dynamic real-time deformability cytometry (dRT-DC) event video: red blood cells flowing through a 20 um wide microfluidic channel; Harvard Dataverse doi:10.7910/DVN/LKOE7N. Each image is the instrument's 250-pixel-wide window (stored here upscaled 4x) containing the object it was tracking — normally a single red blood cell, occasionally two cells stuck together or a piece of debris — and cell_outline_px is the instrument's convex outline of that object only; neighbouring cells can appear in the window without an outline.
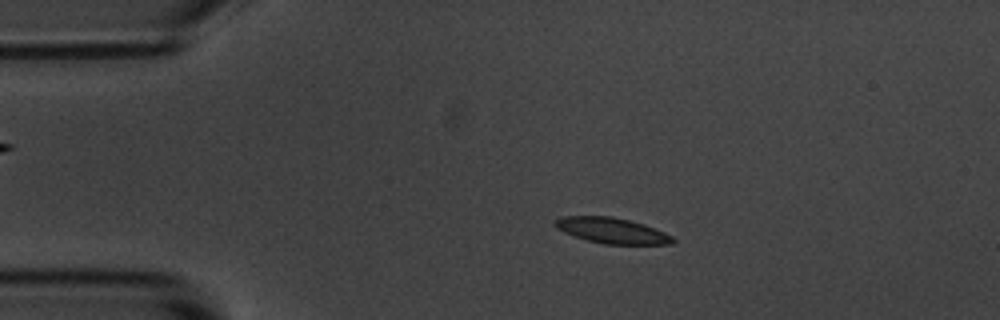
{"species": "common noctule bat (a hibernating species)", "species_latin": "Nyctalus noctula", "temperature_condition": "room temperature", "stored_images_in_passage": 8, "camera_frame_rate_fps": 3000, "um_per_image_px": 0.085, "animal": {"sex": "male", "body_mass_g": 20.1, "forearm_length_mm": 53.5}, "frame": {"image": 1, "passage_image": 2, "time_ms": 1.333, "image_size_px": [1000, 320], "cell_outline_px": [[676, 240], [672, 244], [604, 244], [588, 240], [564, 232], [556, 228], [552, 224], [560, 216], [612, 216], [644, 224], [664, 232], [672, 236]], "centroid_in_image_um": [52.01, 19.59], "position_along_channel_um": 33.0, "area_um2": 17.51}}
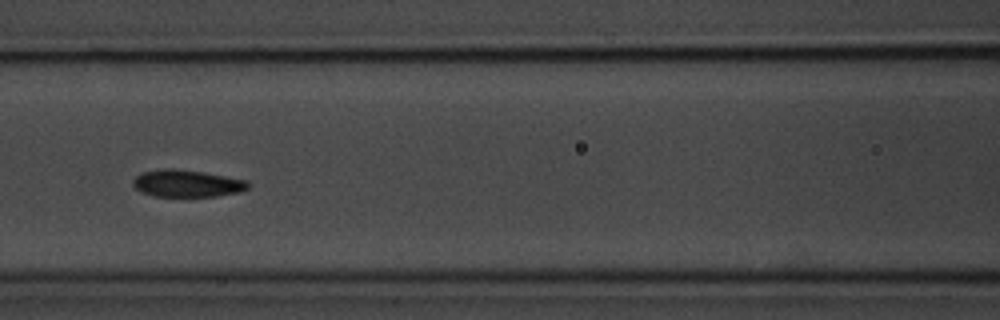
{"frame": {"image": 2, "passage_image": 6, "time_ms": 5.667, "image_size_px": [1000, 320], "cell_outline_px": [[252, 184], [248, 188], [240, 192], [216, 196], [152, 196], [140, 192], [132, 184], [132, 180], [136, 176], [144, 172], [164, 168], [176, 168], [204, 172], [248, 180]], "centroid_in_image_um": [15.91, 15.59], "position_along_channel_um": 150.7, "area_um2": 18.38}}
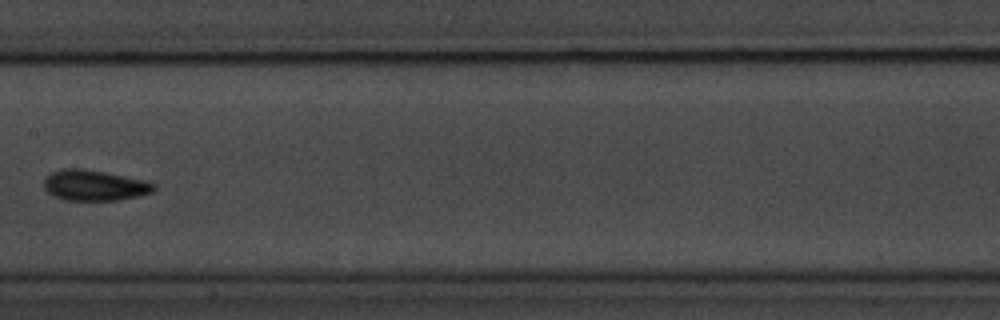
{"frame": {"image": 3, "passage_image": 7, "time_ms": 7.0, "image_size_px": [1000, 320], "cell_outline_px": [[156, 188], [152, 192], [120, 200], [64, 200], [52, 196], [44, 188], [44, 180], [52, 172], [60, 168], [84, 168], [104, 172], [140, 180], [156, 184]], "centroid_in_image_um": [7.97, 15.76], "position_along_channel_um": 199.4, "area_um2": 19.48}}